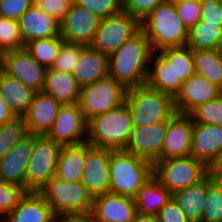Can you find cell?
Returning a JSON list of instances; mask_svg holds the SVG:
<instances>
[{"mask_svg": "<svg viewBox=\"0 0 222 222\" xmlns=\"http://www.w3.org/2000/svg\"><path fill=\"white\" fill-rule=\"evenodd\" d=\"M153 52L149 39L140 29L109 57V75L127 89L146 84Z\"/></svg>", "mask_w": 222, "mask_h": 222, "instance_id": "1", "label": "cell"}, {"mask_svg": "<svg viewBox=\"0 0 222 222\" xmlns=\"http://www.w3.org/2000/svg\"><path fill=\"white\" fill-rule=\"evenodd\" d=\"M141 29L149 39L154 52L168 47L186 46L189 30L175 8V2L166 0L141 21Z\"/></svg>", "mask_w": 222, "mask_h": 222, "instance_id": "2", "label": "cell"}, {"mask_svg": "<svg viewBox=\"0 0 222 222\" xmlns=\"http://www.w3.org/2000/svg\"><path fill=\"white\" fill-rule=\"evenodd\" d=\"M133 127L131 110L125 102L88 121L87 142L97 148L124 150Z\"/></svg>", "mask_w": 222, "mask_h": 222, "instance_id": "3", "label": "cell"}, {"mask_svg": "<svg viewBox=\"0 0 222 222\" xmlns=\"http://www.w3.org/2000/svg\"><path fill=\"white\" fill-rule=\"evenodd\" d=\"M39 193L57 218L88 217L93 207L94 198L82 182L54 176Z\"/></svg>", "mask_w": 222, "mask_h": 222, "instance_id": "4", "label": "cell"}, {"mask_svg": "<svg viewBox=\"0 0 222 222\" xmlns=\"http://www.w3.org/2000/svg\"><path fill=\"white\" fill-rule=\"evenodd\" d=\"M153 176V164L125 150H111L110 192L134 198Z\"/></svg>", "mask_w": 222, "mask_h": 222, "instance_id": "5", "label": "cell"}, {"mask_svg": "<svg viewBox=\"0 0 222 222\" xmlns=\"http://www.w3.org/2000/svg\"><path fill=\"white\" fill-rule=\"evenodd\" d=\"M126 103L131 110L134 127L167 121L176 113L174 98L147 83L128 89Z\"/></svg>", "mask_w": 222, "mask_h": 222, "instance_id": "6", "label": "cell"}, {"mask_svg": "<svg viewBox=\"0 0 222 222\" xmlns=\"http://www.w3.org/2000/svg\"><path fill=\"white\" fill-rule=\"evenodd\" d=\"M128 89L110 75L80 88L79 107L87 122L126 102Z\"/></svg>", "mask_w": 222, "mask_h": 222, "instance_id": "7", "label": "cell"}, {"mask_svg": "<svg viewBox=\"0 0 222 222\" xmlns=\"http://www.w3.org/2000/svg\"><path fill=\"white\" fill-rule=\"evenodd\" d=\"M62 148L46 135H33V149L26 170L27 192H39L56 176Z\"/></svg>", "mask_w": 222, "mask_h": 222, "instance_id": "8", "label": "cell"}, {"mask_svg": "<svg viewBox=\"0 0 222 222\" xmlns=\"http://www.w3.org/2000/svg\"><path fill=\"white\" fill-rule=\"evenodd\" d=\"M209 172L201 161L190 155L157 160L153 164V176L171 194L198 183Z\"/></svg>", "mask_w": 222, "mask_h": 222, "instance_id": "9", "label": "cell"}, {"mask_svg": "<svg viewBox=\"0 0 222 222\" xmlns=\"http://www.w3.org/2000/svg\"><path fill=\"white\" fill-rule=\"evenodd\" d=\"M141 29V22L129 13L100 19L91 47L109 57Z\"/></svg>", "mask_w": 222, "mask_h": 222, "instance_id": "10", "label": "cell"}, {"mask_svg": "<svg viewBox=\"0 0 222 222\" xmlns=\"http://www.w3.org/2000/svg\"><path fill=\"white\" fill-rule=\"evenodd\" d=\"M87 125L79 104L62 105L46 136L62 147L81 144L87 142Z\"/></svg>", "mask_w": 222, "mask_h": 222, "instance_id": "11", "label": "cell"}, {"mask_svg": "<svg viewBox=\"0 0 222 222\" xmlns=\"http://www.w3.org/2000/svg\"><path fill=\"white\" fill-rule=\"evenodd\" d=\"M2 70L37 92L43 89L47 68L25 48L2 53Z\"/></svg>", "mask_w": 222, "mask_h": 222, "instance_id": "12", "label": "cell"}, {"mask_svg": "<svg viewBox=\"0 0 222 222\" xmlns=\"http://www.w3.org/2000/svg\"><path fill=\"white\" fill-rule=\"evenodd\" d=\"M111 150L86 142V160L81 182L94 197L110 192Z\"/></svg>", "mask_w": 222, "mask_h": 222, "instance_id": "13", "label": "cell"}, {"mask_svg": "<svg viewBox=\"0 0 222 222\" xmlns=\"http://www.w3.org/2000/svg\"><path fill=\"white\" fill-rule=\"evenodd\" d=\"M99 21L100 19L91 11L73 2L60 22V36L65 42L90 46Z\"/></svg>", "mask_w": 222, "mask_h": 222, "instance_id": "14", "label": "cell"}, {"mask_svg": "<svg viewBox=\"0 0 222 222\" xmlns=\"http://www.w3.org/2000/svg\"><path fill=\"white\" fill-rule=\"evenodd\" d=\"M167 126L168 120L147 127H133L124 150L154 164L161 155Z\"/></svg>", "mask_w": 222, "mask_h": 222, "instance_id": "15", "label": "cell"}, {"mask_svg": "<svg viewBox=\"0 0 222 222\" xmlns=\"http://www.w3.org/2000/svg\"><path fill=\"white\" fill-rule=\"evenodd\" d=\"M194 122L190 114L176 112L169 120L158 160L190 155Z\"/></svg>", "mask_w": 222, "mask_h": 222, "instance_id": "16", "label": "cell"}, {"mask_svg": "<svg viewBox=\"0 0 222 222\" xmlns=\"http://www.w3.org/2000/svg\"><path fill=\"white\" fill-rule=\"evenodd\" d=\"M137 213L134 199L107 192L94 197L91 222H132Z\"/></svg>", "mask_w": 222, "mask_h": 222, "instance_id": "17", "label": "cell"}, {"mask_svg": "<svg viewBox=\"0 0 222 222\" xmlns=\"http://www.w3.org/2000/svg\"><path fill=\"white\" fill-rule=\"evenodd\" d=\"M221 94V89L206 79L194 73L183 82L179 93L174 98L176 112L190 114L198 106L205 104Z\"/></svg>", "mask_w": 222, "mask_h": 222, "instance_id": "18", "label": "cell"}, {"mask_svg": "<svg viewBox=\"0 0 222 222\" xmlns=\"http://www.w3.org/2000/svg\"><path fill=\"white\" fill-rule=\"evenodd\" d=\"M222 155V126L194 123L190 156L210 169Z\"/></svg>", "mask_w": 222, "mask_h": 222, "instance_id": "19", "label": "cell"}, {"mask_svg": "<svg viewBox=\"0 0 222 222\" xmlns=\"http://www.w3.org/2000/svg\"><path fill=\"white\" fill-rule=\"evenodd\" d=\"M33 149V135L17 143L0 160V181L19 185L26 190V170Z\"/></svg>", "mask_w": 222, "mask_h": 222, "instance_id": "20", "label": "cell"}, {"mask_svg": "<svg viewBox=\"0 0 222 222\" xmlns=\"http://www.w3.org/2000/svg\"><path fill=\"white\" fill-rule=\"evenodd\" d=\"M62 104L52 96L39 91L35 93L33 102L24 116L30 135H46L58 115Z\"/></svg>", "mask_w": 222, "mask_h": 222, "instance_id": "21", "label": "cell"}, {"mask_svg": "<svg viewBox=\"0 0 222 222\" xmlns=\"http://www.w3.org/2000/svg\"><path fill=\"white\" fill-rule=\"evenodd\" d=\"M109 56L91 46H83L73 75L80 88L109 76Z\"/></svg>", "mask_w": 222, "mask_h": 222, "instance_id": "22", "label": "cell"}, {"mask_svg": "<svg viewBox=\"0 0 222 222\" xmlns=\"http://www.w3.org/2000/svg\"><path fill=\"white\" fill-rule=\"evenodd\" d=\"M18 21L25 45L35 39L60 36V22L34 5Z\"/></svg>", "mask_w": 222, "mask_h": 222, "instance_id": "23", "label": "cell"}, {"mask_svg": "<svg viewBox=\"0 0 222 222\" xmlns=\"http://www.w3.org/2000/svg\"><path fill=\"white\" fill-rule=\"evenodd\" d=\"M6 222H55L57 217L39 192H26Z\"/></svg>", "mask_w": 222, "mask_h": 222, "instance_id": "24", "label": "cell"}, {"mask_svg": "<svg viewBox=\"0 0 222 222\" xmlns=\"http://www.w3.org/2000/svg\"><path fill=\"white\" fill-rule=\"evenodd\" d=\"M33 88L0 70V94L15 117H24L33 102Z\"/></svg>", "mask_w": 222, "mask_h": 222, "instance_id": "25", "label": "cell"}, {"mask_svg": "<svg viewBox=\"0 0 222 222\" xmlns=\"http://www.w3.org/2000/svg\"><path fill=\"white\" fill-rule=\"evenodd\" d=\"M42 91L62 105L79 103L80 87L72 73L47 68Z\"/></svg>", "mask_w": 222, "mask_h": 222, "instance_id": "26", "label": "cell"}, {"mask_svg": "<svg viewBox=\"0 0 222 222\" xmlns=\"http://www.w3.org/2000/svg\"><path fill=\"white\" fill-rule=\"evenodd\" d=\"M207 194V175L198 183L172 194L190 222H202L204 200Z\"/></svg>", "mask_w": 222, "mask_h": 222, "instance_id": "27", "label": "cell"}, {"mask_svg": "<svg viewBox=\"0 0 222 222\" xmlns=\"http://www.w3.org/2000/svg\"><path fill=\"white\" fill-rule=\"evenodd\" d=\"M86 160V142L61 149L56 177L70 182H81Z\"/></svg>", "mask_w": 222, "mask_h": 222, "instance_id": "28", "label": "cell"}, {"mask_svg": "<svg viewBox=\"0 0 222 222\" xmlns=\"http://www.w3.org/2000/svg\"><path fill=\"white\" fill-rule=\"evenodd\" d=\"M172 194L152 176L135 195L134 203L139 214H157Z\"/></svg>", "mask_w": 222, "mask_h": 222, "instance_id": "29", "label": "cell"}, {"mask_svg": "<svg viewBox=\"0 0 222 222\" xmlns=\"http://www.w3.org/2000/svg\"><path fill=\"white\" fill-rule=\"evenodd\" d=\"M157 55V56H156ZM149 67L147 84L163 93L176 97V71L173 65L159 53L153 52ZM154 66V67H153Z\"/></svg>", "mask_w": 222, "mask_h": 222, "instance_id": "30", "label": "cell"}, {"mask_svg": "<svg viewBox=\"0 0 222 222\" xmlns=\"http://www.w3.org/2000/svg\"><path fill=\"white\" fill-rule=\"evenodd\" d=\"M176 71V95L182 84L195 73L193 50L188 46L168 47L158 51Z\"/></svg>", "mask_w": 222, "mask_h": 222, "instance_id": "31", "label": "cell"}, {"mask_svg": "<svg viewBox=\"0 0 222 222\" xmlns=\"http://www.w3.org/2000/svg\"><path fill=\"white\" fill-rule=\"evenodd\" d=\"M222 43V27L200 20L189 29L186 46L194 50L219 49Z\"/></svg>", "mask_w": 222, "mask_h": 222, "instance_id": "32", "label": "cell"}, {"mask_svg": "<svg viewBox=\"0 0 222 222\" xmlns=\"http://www.w3.org/2000/svg\"><path fill=\"white\" fill-rule=\"evenodd\" d=\"M195 73L222 88V53L215 50H194Z\"/></svg>", "mask_w": 222, "mask_h": 222, "instance_id": "33", "label": "cell"}, {"mask_svg": "<svg viewBox=\"0 0 222 222\" xmlns=\"http://www.w3.org/2000/svg\"><path fill=\"white\" fill-rule=\"evenodd\" d=\"M63 42L61 36L35 39L27 43L25 49L41 65L51 68Z\"/></svg>", "mask_w": 222, "mask_h": 222, "instance_id": "34", "label": "cell"}, {"mask_svg": "<svg viewBox=\"0 0 222 222\" xmlns=\"http://www.w3.org/2000/svg\"><path fill=\"white\" fill-rule=\"evenodd\" d=\"M29 135L24 117H14L0 126V160Z\"/></svg>", "mask_w": 222, "mask_h": 222, "instance_id": "35", "label": "cell"}, {"mask_svg": "<svg viewBox=\"0 0 222 222\" xmlns=\"http://www.w3.org/2000/svg\"><path fill=\"white\" fill-rule=\"evenodd\" d=\"M202 222H222V184L207 174V194L204 200Z\"/></svg>", "mask_w": 222, "mask_h": 222, "instance_id": "36", "label": "cell"}, {"mask_svg": "<svg viewBox=\"0 0 222 222\" xmlns=\"http://www.w3.org/2000/svg\"><path fill=\"white\" fill-rule=\"evenodd\" d=\"M25 48L19 21L0 16V51L2 53Z\"/></svg>", "mask_w": 222, "mask_h": 222, "instance_id": "37", "label": "cell"}, {"mask_svg": "<svg viewBox=\"0 0 222 222\" xmlns=\"http://www.w3.org/2000/svg\"><path fill=\"white\" fill-rule=\"evenodd\" d=\"M190 115L194 123L222 126V95L198 106Z\"/></svg>", "mask_w": 222, "mask_h": 222, "instance_id": "38", "label": "cell"}, {"mask_svg": "<svg viewBox=\"0 0 222 222\" xmlns=\"http://www.w3.org/2000/svg\"><path fill=\"white\" fill-rule=\"evenodd\" d=\"M81 52L82 45L64 41L51 68L73 74Z\"/></svg>", "mask_w": 222, "mask_h": 222, "instance_id": "39", "label": "cell"}, {"mask_svg": "<svg viewBox=\"0 0 222 222\" xmlns=\"http://www.w3.org/2000/svg\"><path fill=\"white\" fill-rule=\"evenodd\" d=\"M73 2L91 11L99 19L111 17L123 11L122 0H73Z\"/></svg>", "mask_w": 222, "mask_h": 222, "instance_id": "40", "label": "cell"}, {"mask_svg": "<svg viewBox=\"0 0 222 222\" xmlns=\"http://www.w3.org/2000/svg\"><path fill=\"white\" fill-rule=\"evenodd\" d=\"M27 191L19 186L0 181V219L11 212Z\"/></svg>", "mask_w": 222, "mask_h": 222, "instance_id": "41", "label": "cell"}, {"mask_svg": "<svg viewBox=\"0 0 222 222\" xmlns=\"http://www.w3.org/2000/svg\"><path fill=\"white\" fill-rule=\"evenodd\" d=\"M166 0H122L123 12L143 21L154 8Z\"/></svg>", "mask_w": 222, "mask_h": 222, "instance_id": "42", "label": "cell"}, {"mask_svg": "<svg viewBox=\"0 0 222 222\" xmlns=\"http://www.w3.org/2000/svg\"><path fill=\"white\" fill-rule=\"evenodd\" d=\"M175 8L178 16L189 30L195 26L201 19V1L175 2Z\"/></svg>", "mask_w": 222, "mask_h": 222, "instance_id": "43", "label": "cell"}, {"mask_svg": "<svg viewBox=\"0 0 222 222\" xmlns=\"http://www.w3.org/2000/svg\"><path fill=\"white\" fill-rule=\"evenodd\" d=\"M73 0H33V5L61 22L70 10Z\"/></svg>", "mask_w": 222, "mask_h": 222, "instance_id": "44", "label": "cell"}, {"mask_svg": "<svg viewBox=\"0 0 222 222\" xmlns=\"http://www.w3.org/2000/svg\"><path fill=\"white\" fill-rule=\"evenodd\" d=\"M32 5L33 0H0V16L19 20Z\"/></svg>", "mask_w": 222, "mask_h": 222, "instance_id": "45", "label": "cell"}, {"mask_svg": "<svg viewBox=\"0 0 222 222\" xmlns=\"http://www.w3.org/2000/svg\"><path fill=\"white\" fill-rule=\"evenodd\" d=\"M200 1L202 8L200 20L222 27V2L220 0Z\"/></svg>", "mask_w": 222, "mask_h": 222, "instance_id": "46", "label": "cell"}, {"mask_svg": "<svg viewBox=\"0 0 222 222\" xmlns=\"http://www.w3.org/2000/svg\"><path fill=\"white\" fill-rule=\"evenodd\" d=\"M156 216L158 222H190L172 197L160 209Z\"/></svg>", "mask_w": 222, "mask_h": 222, "instance_id": "47", "label": "cell"}, {"mask_svg": "<svg viewBox=\"0 0 222 222\" xmlns=\"http://www.w3.org/2000/svg\"><path fill=\"white\" fill-rule=\"evenodd\" d=\"M14 117L15 116L9 110V107L6 105L5 100L0 94V126L12 120Z\"/></svg>", "mask_w": 222, "mask_h": 222, "instance_id": "48", "label": "cell"}, {"mask_svg": "<svg viewBox=\"0 0 222 222\" xmlns=\"http://www.w3.org/2000/svg\"><path fill=\"white\" fill-rule=\"evenodd\" d=\"M209 170L214 180L222 184V155Z\"/></svg>", "mask_w": 222, "mask_h": 222, "instance_id": "49", "label": "cell"}, {"mask_svg": "<svg viewBox=\"0 0 222 222\" xmlns=\"http://www.w3.org/2000/svg\"><path fill=\"white\" fill-rule=\"evenodd\" d=\"M132 222H158L156 214H139L136 213Z\"/></svg>", "mask_w": 222, "mask_h": 222, "instance_id": "50", "label": "cell"}, {"mask_svg": "<svg viewBox=\"0 0 222 222\" xmlns=\"http://www.w3.org/2000/svg\"><path fill=\"white\" fill-rule=\"evenodd\" d=\"M55 222H91L89 217L57 218Z\"/></svg>", "mask_w": 222, "mask_h": 222, "instance_id": "51", "label": "cell"}, {"mask_svg": "<svg viewBox=\"0 0 222 222\" xmlns=\"http://www.w3.org/2000/svg\"><path fill=\"white\" fill-rule=\"evenodd\" d=\"M173 2H190L195 0H172Z\"/></svg>", "mask_w": 222, "mask_h": 222, "instance_id": "52", "label": "cell"}, {"mask_svg": "<svg viewBox=\"0 0 222 222\" xmlns=\"http://www.w3.org/2000/svg\"><path fill=\"white\" fill-rule=\"evenodd\" d=\"M2 69V52L0 51V70Z\"/></svg>", "mask_w": 222, "mask_h": 222, "instance_id": "53", "label": "cell"}, {"mask_svg": "<svg viewBox=\"0 0 222 222\" xmlns=\"http://www.w3.org/2000/svg\"><path fill=\"white\" fill-rule=\"evenodd\" d=\"M220 52L222 53V43L220 45V48H219Z\"/></svg>", "mask_w": 222, "mask_h": 222, "instance_id": "54", "label": "cell"}, {"mask_svg": "<svg viewBox=\"0 0 222 222\" xmlns=\"http://www.w3.org/2000/svg\"><path fill=\"white\" fill-rule=\"evenodd\" d=\"M0 222H6V221H5V219H4V218H2Z\"/></svg>", "mask_w": 222, "mask_h": 222, "instance_id": "55", "label": "cell"}]
</instances>
